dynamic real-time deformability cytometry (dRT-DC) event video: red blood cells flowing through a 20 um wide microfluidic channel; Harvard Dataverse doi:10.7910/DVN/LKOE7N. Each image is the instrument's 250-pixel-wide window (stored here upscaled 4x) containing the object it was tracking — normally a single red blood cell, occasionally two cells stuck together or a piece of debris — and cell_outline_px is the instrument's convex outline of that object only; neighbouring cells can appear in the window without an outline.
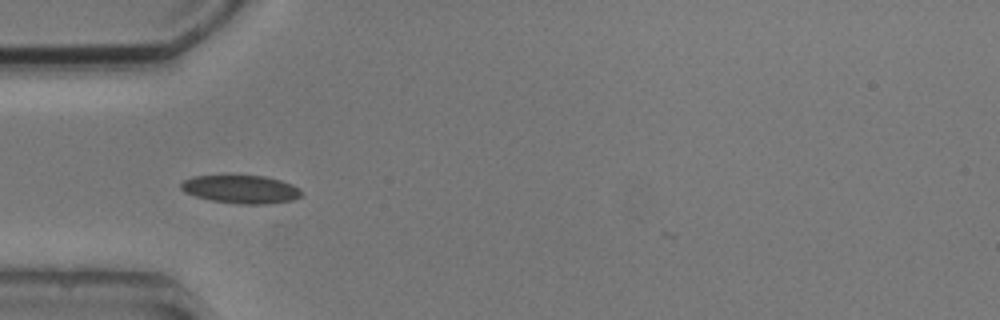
{"species": "common noctule bat (a hibernating species)", "species_latin": "Nyctalus noctula", "temperature_condition": "cold", "stored_images_in_passage": 7, "camera_frame_rate_fps": 3000, "um_per_image_px": 0.085, "animal": {"sex": "male", "body_mass_g": 20.5, "forearm_length_mm": 52.5}, "frame": {"image": 1, "passage_image": 5, "time_ms": 4.333, "image_size_px": [1000, 320], "cell_outline_px": [[300, 196], [292, 200], [268, 204], [240, 204], [212, 200], [196, 196], [184, 192], [180, 188], [180, 184], [184, 180], [192, 176], [264, 176], [280, 180], [292, 184], [300, 188]], "centroid_in_image_um": [20.47, 16.09], "position_along_channel_um": 64.5, "area_um2": 19.59}}